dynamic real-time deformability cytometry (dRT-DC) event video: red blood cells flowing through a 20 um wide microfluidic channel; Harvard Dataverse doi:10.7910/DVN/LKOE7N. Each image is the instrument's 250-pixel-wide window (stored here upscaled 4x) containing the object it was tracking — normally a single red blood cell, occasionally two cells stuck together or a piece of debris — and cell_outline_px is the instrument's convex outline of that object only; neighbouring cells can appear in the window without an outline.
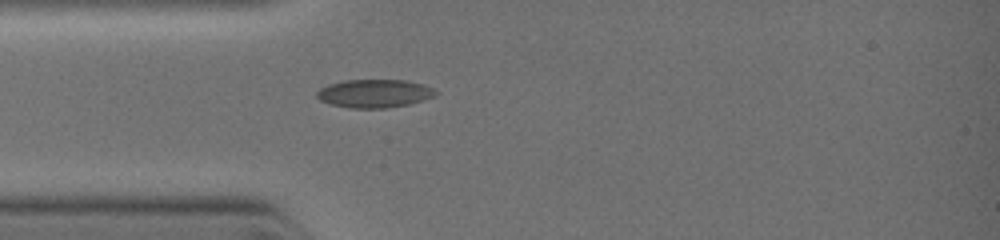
{"species": "common noctule bat (a hibernating species)", "species_latin": "Nyctalus noctula", "temperature_condition": "warm", "stored_images_in_passage": 1, "camera_frame_rate_fps": 3000, "um_per_image_px": 0.085, "animal": {"sex": "female", "body_mass_g": 19.0, "forearm_length_mm": 51.5}, "frame": {"image": 1, "passage_image": 1, "time_ms": 0.0, "image_size_px": [1000, 240], "cell_outline_px": [[440, 92], [436, 96], [408, 104], [384, 108], [352, 108], [328, 104], [320, 100], [316, 96], [316, 92], [320, 88], [328, 84], [344, 80], [408, 80], [424, 84]], "centroid_in_image_um": [31.83, 7.94], "position_along_channel_um": 53.2, "area_um2": 19.71}}